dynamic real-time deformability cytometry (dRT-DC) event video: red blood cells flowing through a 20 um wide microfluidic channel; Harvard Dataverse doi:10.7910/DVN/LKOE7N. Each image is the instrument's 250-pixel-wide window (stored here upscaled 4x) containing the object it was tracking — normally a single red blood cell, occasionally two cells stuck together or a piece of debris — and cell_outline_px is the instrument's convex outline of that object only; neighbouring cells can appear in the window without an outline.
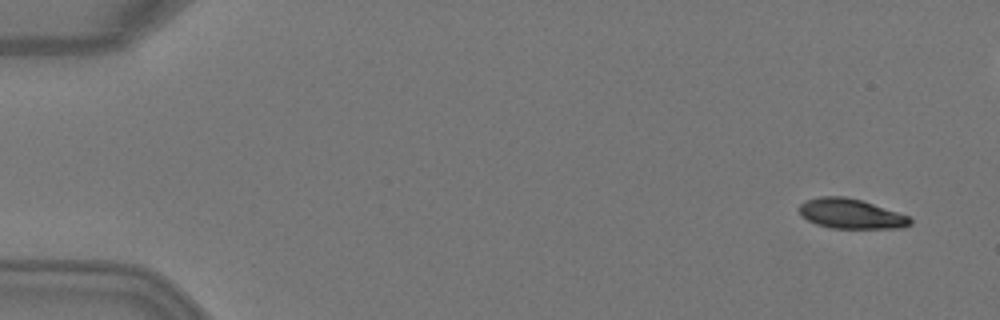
{"species": "Egyptian fruit bat (a non-hibernating species)", "species_latin": "Rousettus aegyptiacus", "temperature_condition": "warm", "stored_images_in_passage": 5, "camera_frame_rate_fps": 3000, "um_per_image_px": 0.085, "animal": {"sex": "female"}, "frame": {"image": 1, "passage_image": 1, "time_ms": 0.0, "image_size_px": [1000, 320], "cell_outline_px": [[912, 224], [900, 228], [832, 228], [816, 224], [800, 216], [800, 204], [808, 200], [820, 196], [844, 196], [860, 200], [908, 216], [912, 220]], "centroid_in_image_um": [72.3, 18.18], "position_along_channel_um": 12.7, "area_um2": 19.02}}